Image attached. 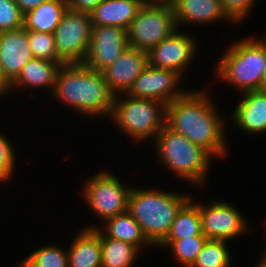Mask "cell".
<instances>
[{
  "label": "cell",
  "instance_id": "obj_1",
  "mask_svg": "<svg viewBox=\"0 0 266 267\" xmlns=\"http://www.w3.org/2000/svg\"><path fill=\"white\" fill-rule=\"evenodd\" d=\"M208 94L204 88L187 90L168 103L165 125L205 149L212 157H226L229 150L224 132L226 121Z\"/></svg>",
  "mask_w": 266,
  "mask_h": 267
},
{
  "label": "cell",
  "instance_id": "obj_2",
  "mask_svg": "<svg viewBox=\"0 0 266 267\" xmlns=\"http://www.w3.org/2000/svg\"><path fill=\"white\" fill-rule=\"evenodd\" d=\"M50 97L84 116L110 117L115 95L109 90L102 72L84 64H64L57 73Z\"/></svg>",
  "mask_w": 266,
  "mask_h": 267
},
{
  "label": "cell",
  "instance_id": "obj_3",
  "mask_svg": "<svg viewBox=\"0 0 266 267\" xmlns=\"http://www.w3.org/2000/svg\"><path fill=\"white\" fill-rule=\"evenodd\" d=\"M148 189H130L127 211L140 225L148 241L157 247L166 238L180 209L192 196Z\"/></svg>",
  "mask_w": 266,
  "mask_h": 267
},
{
  "label": "cell",
  "instance_id": "obj_4",
  "mask_svg": "<svg viewBox=\"0 0 266 267\" xmlns=\"http://www.w3.org/2000/svg\"><path fill=\"white\" fill-rule=\"evenodd\" d=\"M157 161L185 182L202 186L209 173L212 156L182 134L166 125L154 138Z\"/></svg>",
  "mask_w": 266,
  "mask_h": 267
},
{
  "label": "cell",
  "instance_id": "obj_5",
  "mask_svg": "<svg viewBox=\"0 0 266 267\" xmlns=\"http://www.w3.org/2000/svg\"><path fill=\"white\" fill-rule=\"evenodd\" d=\"M216 67L217 79L236 87L240 95L260 90L265 70L264 37L236 40L219 58Z\"/></svg>",
  "mask_w": 266,
  "mask_h": 267
},
{
  "label": "cell",
  "instance_id": "obj_6",
  "mask_svg": "<svg viewBox=\"0 0 266 267\" xmlns=\"http://www.w3.org/2000/svg\"><path fill=\"white\" fill-rule=\"evenodd\" d=\"M109 118L132 142L144 143L154 140L165 126L166 104L123 93L115 96Z\"/></svg>",
  "mask_w": 266,
  "mask_h": 267
},
{
  "label": "cell",
  "instance_id": "obj_7",
  "mask_svg": "<svg viewBox=\"0 0 266 267\" xmlns=\"http://www.w3.org/2000/svg\"><path fill=\"white\" fill-rule=\"evenodd\" d=\"M177 29L173 5L144 3L126 30L128 46L148 52Z\"/></svg>",
  "mask_w": 266,
  "mask_h": 267
},
{
  "label": "cell",
  "instance_id": "obj_8",
  "mask_svg": "<svg viewBox=\"0 0 266 267\" xmlns=\"http://www.w3.org/2000/svg\"><path fill=\"white\" fill-rule=\"evenodd\" d=\"M110 172L107 169L99 171L94 177L85 180L83 185L82 198L101 223L127 211L131 189V186H125L122 180Z\"/></svg>",
  "mask_w": 266,
  "mask_h": 267
},
{
  "label": "cell",
  "instance_id": "obj_9",
  "mask_svg": "<svg viewBox=\"0 0 266 267\" xmlns=\"http://www.w3.org/2000/svg\"><path fill=\"white\" fill-rule=\"evenodd\" d=\"M92 21L89 13L67 9L54 31L57 56L65 64H83L91 36Z\"/></svg>",
  "mask_w": 266,
  "mask_h": 267
},
{
  "label": "cell",
  "instance_id": "obj_10",
  "mask_svg": "<svg viewBox=\"0 0 266 267\" xmlns=\"http://www.w3.org/2000/svg\"><path fill=\"white\" fill-rule=\"evenodd\" d=\"M193 202L199 207L202 232L208 239L230 241L251 231L246 217L232 203L216 198L206 205Z\"/></svg>",
  "mask_w": 266,
  "mask_h": 267
},
{
  "label": "cell",
  "instance_id": "obj_11",
  "mask_svg": "<svg viewBox=\"0 0 266 267\" xmlns=\"http://www.w3.org/2000/svg\"><path fill=\"white\" fill-rule=\"evenodd\" d=\"M190 35L186 30H175L147 52L148 64L173 70L183 78V72L191 65L198 51L196 39Z\"/></svg>",
  "mask_w": 266,
  "mask_h": 267
},
{
  "label": "cell",
  "instance_id": "obj_12",
  "mask_svg": "<svg viewBox=\"0 0 266 267\" xmlns=\"http://www.w3.org/2000/svg\"><path fill=\"white\" fill-rule=\"evenodd\" d=\"M181 81L182 77L175 71L148 64L126 94L167 105L187 91L178 86Z\"/></svg>",
  "mask_w": 266,
  "mask_h": 267
},
{
  "label": "cell",
  "instance_id": "obj_13",
  "mask_svg": "<svg viewBox=\"0 0 266 267\" xmlns=\"http://www.w3.org/2000/svg\"><path fill=\"white\" fill-rule=\"evenodd\" d=\"M128 47L125 29L114 26H93L90 46L84 65L102 72Z\"/></svg>",
  "mask_w": 266,
  "mask_h": 267
},
{
  "label": "cell",
  "instance_id": "obj_14",
  "mask_svg": "<svg viewBox=\"0 0 266 267\" xmlns=\"http://www.w3.org/2000/svg\"><path fill=\"white\" fill-rule=\"evenodd\" d=\"M147 65V52L128 46L102 74L109 90L116 96L127 93Z\"/></svg>",
  "mask_w": 266,
  "mask_h": 267
},
{
  "label": "cell",
  "instance_id": "obj_15",
  "mask_svg": "<svg viewBox=\"0 0 266 267\" xmlns=\"http://www.w3.org/2000/svg\"><path fill=\"white\" fill-rule=\"evenodd\" d=\"M33 58L28 42V30L20 28L0 32V72L9 85Z\"/></svg>",
  "mask_w": 266,
  "mask_h": 267
},
{
  "label": "cell",
  "instance_id": "obj_16",
  "mask_svg": "<svg viewBox=\"0 0 266 267\" xmlns=\"http://www.w3.org/2000/svg\"><path fill=\"white\" fill-rule=\"evenodd\" d=\"M242 94L244 97L231 116L235 128L247 135L266 134V92L255 90Z\"/></svg>",
  "mask_w": 266,
  "mask_h": 267
},
{
  "label": "cell",
  "instance_id": "obj_17",
  "mask_svg": "<svg viewBox=\"0 0 266 267\" xmlns=\"http://www.w3.org/2000/svg\"><path fill=\"white\" fill-rule=\"evenodd\" d=\"M173 7L179 29L183 25H211L220 20L234 24L223 10L221 0H177Z\"/></svg>",
  "mask_w": 266,
  "mask_h": 267
},
{
  "label": "cell",
  "instance_id": "obj_18",
  "mask_svg": "<svg viewBox=\"0 0 266 267\" xmlns=\"http://www.w3.org/2000/svg\"><path fill=\"white\" fill-rule=\"evenodd\" d=\"M64 62L33 58L22 68L18 77L9 85V95L20 88H47L48 93L53 92L55 79L59 68ZM17 88V89H16ZM49 88V89H48Z\"/></svg>",
  "mask_w": 266,
  "mask_h": 267
},
{
  "label": "cell",
  "instance_id": "obj_19",
  "mask_svg": "<svg viewBox=\"0 0 266 267\" xmlns=\"http://www.w3.org/2000/svg\"><path fill=\"white\" fill-rule=\"evenodd\" d=\"M143 4L141 0H103L89 13L92 26H114L127 30Z\"/></svg>",
  "mask_w": 266,
  "mask_h": 267
},
{
  "label": "cell",
  "instance_id": "obj_20",
  "mask_svg": "<svg viewBox=\"0 0 266 267\" xmlns=\"http://www.w3.org/2000/svg\"><path fill=\"white\" fill-rule=\"evenodd\" d=\"M71 243L67 251L68 267H101L102 246L97 228L84 226Z\"/></svg>",
  "mask_w": 266,
  "mask_h": 267
},
{
  "label": "cell",
  "instance_id": "obj_21",
  "mask_svg": "<svg viewBox=\"0 0 266 267\" xmlns=\"http://www.w3.org/2000/svg\"><path fill=\"white\" fill-rule=\"evenodd\" d=\"M103 225L104 227L101 226L102 228L98 225H89L86 228H97L105 237L130 243L139 250L143 246L145 248L146 245L153 246L142 232L140 225L128 211L108 218L103 222Z\"/></svg>",
  "mask_w": 266,
  "mask_h": 267
},
{
  "label": "cell",
  "instance_id": "obj_22",
  "mask_svg": "<svg viewBox=\"0 0 266 267\" xmlns=\"http://www.w3.org/2000/svg\"><path fill=\"white\" fill-rule=\"evenodd\" d=\"M67 9V0H47L24 14L23 28L54 34Z\"/></svg>",
  "mask_w": 266,
  "mask_h": 267
},
{
  "label": "cell",
  "instance_id": "obj_23",
  "mask_svg": "<svg viewBox=\"0 0 266 267\" xmlns=\"http://www.w3.org/2000/svg\"><path fill=\"white\" fill-rule=\"evenodd\" d=\"M193 200L194 197H191V199L180 209L164 240H181L193 236H205L202 232V221L199 207Z\"/></svg>",
  "mask_w": 266,
  "mask_h": 267
},
{
  "label": "cell",
  "instance_id": "obj_24",
  "mask_svg": "<svg viewBox=\"0 0 266 267\" xmlns=\"http://www.w3.org/2000/svg\"><path fill=\"white\" fill-rule=\"evenodd\" d=\"M100 239L102 246L101 267H131L137 261L141 250L136 246L105 237L101 232Z\"/></svg>",
  "mask_w": 266,
  "mask_h": 267
},
{
  "label": "cell",
  "instance_id": "obj_25",
  "mask_svg": "<svg viewBox=\"0 0 266 267\" xmlns=\"http://www.w3.org/2000/svg\"><path fill=\"white\" fill-rule=\"evenodd\" d=\"M207 240L206 236H193L181 240H163L157 247L171 249L172 255L180 265L191 267Z\"/></svg>",
  "mask_w": 266,
  "mask_h": 267
},
{
  "label": "cell",
  "instance_id": "obj_26",
  "mask_svg": "<svg viewBox=\"0 0 266 267\" xmlns=\"http://www.w3.org/2000/svg\"><path fill=\"white\" fill-rule=\"evenodd\" d=\"M227 243L226 240L208 239L191 267H231L233 261Z\"/></svg>",
  "mask_w": 266,
  "mask_h": 267
},
{
  "label": "cell",
  "instance_id": "obj_27",
  "mask_svg": "<svg viewBox=\"0 0 266 267\" xmlns=\"http://www.w3.org/2000/svg\"><path fill=\"white\" fill-rule=\"evenodd\" d=\"M50 244L35 249L19 263V267H68L67 250Z\"/></svg>",
  "mask_w": 266,
  "mask_h": 267
},
{
  "label": "cell",
  "instance_id": "obj_28",
  "mask_svg": "<svg viewBox=\"0 0 266 267\" xmlns=\"http://www.w3.org/2000/svg\"><path fill=\"white\" fill-rule=\"evenodd\" d=\"M28 42L34 58L63 62L57 56L54 34L28 30Z\"/></svg>",
  "mask_w": 266,
  "mask_h": 267
},
{
  "label": "cell",
  "instance_id": "obj_29",
  "mask_svg": "<svg viewBox=\"0 0 266 267\" xmlns=\"http://www.w3.org/2000/svg\"><path fill=\"white\" fill-rule=\"evenodd\" d=\"M24 26V13L15 0H0V32Z\"/></svg>",
  "mask_w": 266,
  "mask_h": 267
},
{
  "label": "cell",
  "instance_id": "obj_30",
  "mask_svg": "<svg viewBox=\"0 0 266 267\" xmlns=\"http://www.w3.org/2000/svg\"><path fill=\"white\" fill-rule=\"evenodd\" d=\"M1 132V131H0ZM0 133V184L9 182L15 173L16 152L13 143L9 141L6 135Z\"/></svg>",
  "mask_w": 266,
  "mask_h": 267
},
{
  "label": "cell",
  "instance_id": "obj_31",
  "mask_svg": "<svg viewBox=\"0 0 266 267\" xmlns=\"http://www.w3.org/2000/svg\"><path fill=\"white\" fill-rule=\"evenodd\" d=\"M256 0H221L226 15L236 24L247 19Z\"/></svg>",
  "mask_w": 266,
  "mask_h": 267
},
{
  "label": "cell",
  "instance_id": "obj_32",
  "mask_svg": "<svg viewBox=\"0 0 266 267\" xmlns=\"http://www.w3.org/2000/svg\"><path fill=\"white\" fill-rule=\"evenodd\" d=\"M102 1L103 0H67L68 9L86 13H90Z\"/></svg>",
  "mask_w": 266,
  "mask_h": 267
},
{
  "label": "cell",
  "instance_id": "obj_33",
  "mask_svg": "<svg viewBox=\"0 0 266 267\" xmlns=\"http://www.w3.org/2000/svg\"><path fill=\"white\" fill-rule=\"evenodd\" d=\"M47 0H15L21 11L25 14Z\"/></svg>",
  "mask_w": 266,
  "mask_h": 267
},
{
  "label": "cell",
  "instance_id": "obj_34",
  "mask_svg": "<svg viewBox=\"0 0 266 267\" xmlns=\"http://www.w3.org/2000/svg\"><path fill=\"white\" fill-rule=\"evenodd\" d=\"M9 94V84L4 80L0 72V98Z\"/></svg>",
  "mask_w": 266,
  "mask_h": 267
},
{
  "label": "cell",
  "instance_id": "obj_35",
  "mask_svg": "<svg viewBox=\"0 0 266 267\" xmlns=\"http://www.w3.org/2000/svg\"><path fill=\"white\" fill-rule=\"evenodd\" d=\"M264 58H265V70H264V75H263V79L261 82L260 91L266 92V35L264 37Z\"/></svg>",
  "mask_w": 266,
  "mask_h": 267
},
{
  "label": "cell",
  "instance_id": "obj_36",
  "mask_svg": "<svg viewBox=\"0 0 266 267\" xmlns=\"http://www.w3.org/2000/svg\"><path fill=\"white\" fill-rule=\"evenodd\" d=\"M261 256H262V258H260V260H259L260 262L258 261L257 262L258 264H256L255 267H266V257L262 254H261Z\"/></svg>",
  "mask_w": 266,
  "mask_h": 267
},
{
  "label": "cell",
  "instance_id": "obj_37",
  "mask_svg": "<svg viewBox=\"0 0 266 267\" xmlns=\"http://www.w3.org/2000/svg\"><path fill=\"white\" fill-rule=\"evenodd\" d=\"M177 0H158L160 4H170L173 5Z\"/></svg>",
  "mask_w": 266,
  "mask_h": 267
},
{
  "label": "cell",
  "instance_id": "obj_38",
  "mask_svg": "<svg viewBox=\"0 0 266 267\" xmlns=\"http://www.w3.org/2000/svg\"><path fill=\"white\" fill-rule=\"evenodd\" d=\"M143 3H158V0H141Z\"/></svg>",
  "mask_w": 266,
  "mask_h": 267
}]
</instances>
